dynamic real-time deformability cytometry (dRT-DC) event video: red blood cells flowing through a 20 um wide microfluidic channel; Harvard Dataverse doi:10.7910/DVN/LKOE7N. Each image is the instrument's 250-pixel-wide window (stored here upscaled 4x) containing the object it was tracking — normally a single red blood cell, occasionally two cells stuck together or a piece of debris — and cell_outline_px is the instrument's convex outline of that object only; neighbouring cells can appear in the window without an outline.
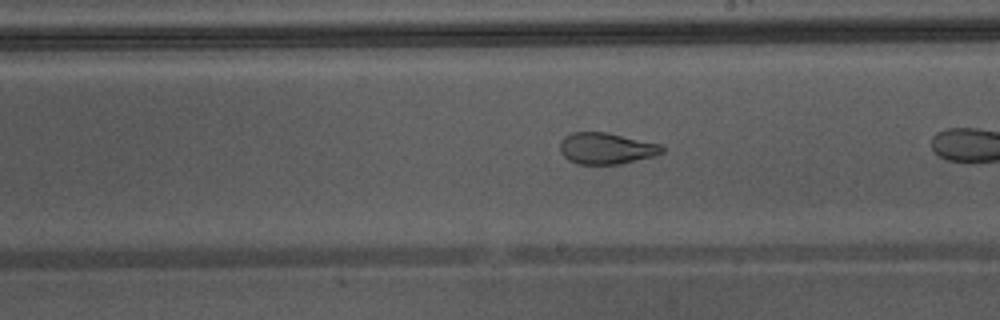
{"species": "Egyptian fruit bat (a non-hibernating species)", "species_latin": "Rousettus aegyptiacus", "temperature_condition": "warm", "stored_images_in_passage": 14, "camera_frame_rate_fps": 3000, "um_per_image_px": 0.085, "animal": {"sex": "male"}, "frame": {"image": 1, "passage_image": 12, "time_ms": 3.667, "image_size_px": [1000, 320], "cell_outline_px": [[664, 152], [652, 156], [620, 164], [580, 164], [568, 160], [560, 152], [560, 140], [564, 136], [572, 132], [608, 132], [660, 144], [664, 148]], "centroid_in_image_um": [51.5, 12.6], "position_along_channel_um": 237.5, "area_um2": 18.67}}